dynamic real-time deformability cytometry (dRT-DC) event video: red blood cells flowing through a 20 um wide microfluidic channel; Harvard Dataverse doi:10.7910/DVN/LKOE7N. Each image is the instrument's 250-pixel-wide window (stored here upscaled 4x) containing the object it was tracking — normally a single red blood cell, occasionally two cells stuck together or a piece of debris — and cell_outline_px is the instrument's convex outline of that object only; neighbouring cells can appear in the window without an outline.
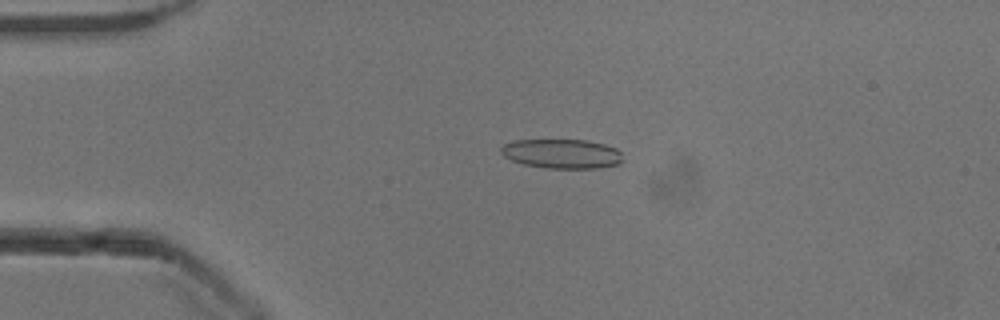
{"species": "common noctule bat (a hibernating species)", "species_latin": "Nyctalus noctula", "temperature_condition": "cold", "stored_images_in_passage": 51, "camera_frame_rate_fps": 3000, "um_per_image_px": 0.085, "animal": {"sex": "male", "body_mass_g": 13.3}, "frame": {"image": 1, "passage_image": 11, "time_ms": 3.333, "image_size_px": [1000, 320], "cell_outline_px": [[620, 164], [600, 168], [544, 168], [524, 164], [512, 160], [504, 156], [500, 152], [500, 148], [504, 144], [516, 140], [588, 140], [604, 144], [616, 148], [620, 152]], "centroid_in_image_um": [47.75, 13.07], "position_along_channel_um": 37.3, "area_um2": 20.81}}
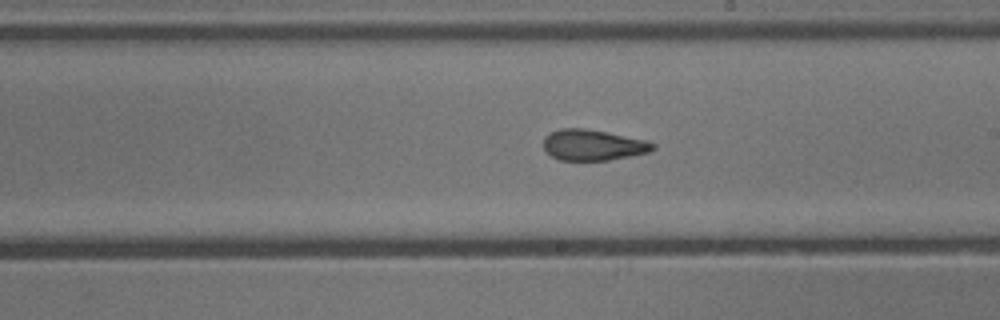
{"frame": {"image": 2, "passage_image": 29, "time_ms": 9.333, "image_size_px": [1000, 320], "cell_outline_px": [[656, 148], [648, 152], [608, 160], [560, 160], [552, 156], [544, 148], [544, 136], [560, 128], [584, 128], [608, 132], [648, 140], [656, 144]], "centroid_in_image_um": [50.43, 12.31], "position_along_channel_um": 238.6, "area_um2": 19.65}}
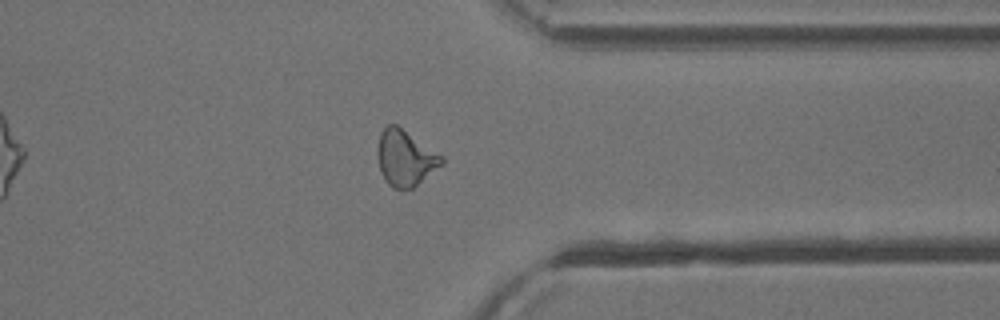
{"frame": {"image": 3, "passage_image": 40, "time_ms": 13.0, "image_size_px": [1000, 320], "cell_outline_px": [[444, 164], [412, 188], [392, 188], [388, 184], [380, 172], [376, 156], [376, 148], [380, 132], [388, 124], [396, 124], [444, 156]], "centroid_in_image_um": [34.43, 13.42], "position_along_channel_um": 377.0, "area_um2": 21.1}, "authors_computed_cell_mechanics": {"area_um2": 20.808, "velocity_mm_per_s": 3.9278, "shape_relaxation_time_tau1_ms": null, "shape_relaxation_time_tau2_ms": 2.182, "deformation_change_tau1": null, "deformation_change_tau2": 0.0938}}